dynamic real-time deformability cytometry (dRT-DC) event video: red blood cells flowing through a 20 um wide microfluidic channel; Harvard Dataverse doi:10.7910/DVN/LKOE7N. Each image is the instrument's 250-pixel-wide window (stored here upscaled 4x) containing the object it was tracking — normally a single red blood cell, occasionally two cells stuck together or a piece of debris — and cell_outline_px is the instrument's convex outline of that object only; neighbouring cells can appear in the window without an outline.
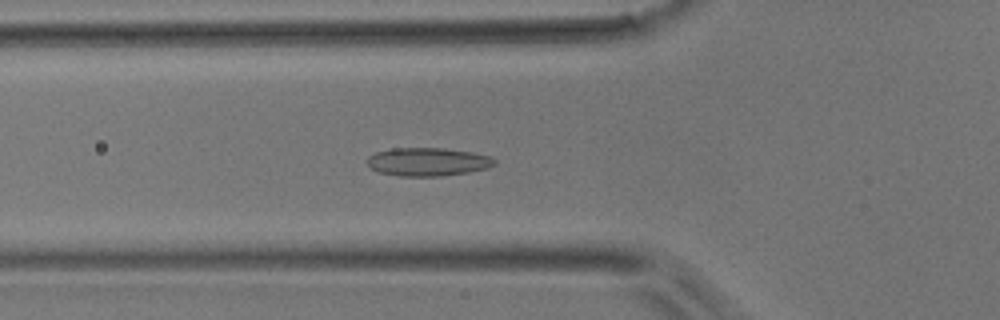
{"species": "common noctule bat (a hibernating species)", "species_latin": "Nyctalus noctula", "temperature_condition": "room temperature", "stored_images_in_passage": 51, "camera_frame_rate_fps": 3000, "um_per_image_px": 0.085, "animal": {"sex": "male", "body_mass_g": 17.9}, "frame": {"image": 1, "passage_image": 18, "time_ms": 5.667, "image_size_px": [1000, 320], "cell_outline_px": [[496, 164], [488, 168], [468, 172], [444, 176], [396, 176], [380, 172], [372, 168], [364, 160], [368, 156], [376, 152], [392, 148], [444, 148], [472, 152], [492, 156], [496, 160]], "centroid_in_image_um": [36.37, 13.75], "position_along_channel_um": 89.4, "area_um2": 21.21}}
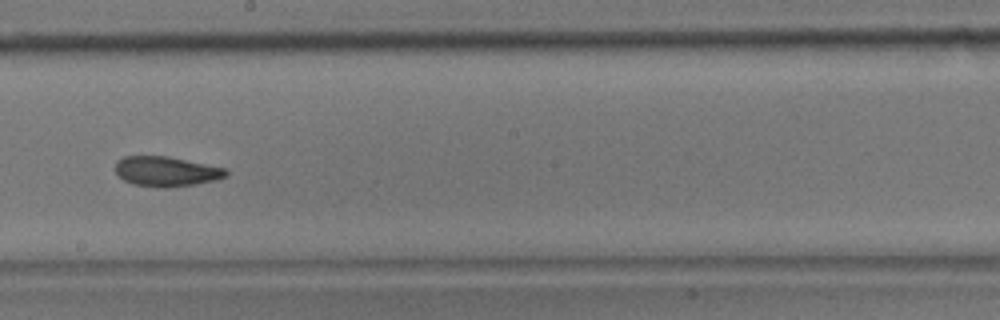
{"frame": {"image": 2, "passage_image": 29, "time_ms": 9.333, "image_size_px": [1000, 320], "cell_outline_px": [[228, 176], [216, 180], [196, 184], [168, 188], [156, 188], [132, 184], [124, 180], [116, 172], [116, 160], [124, 156], [168, 156], [228, 168]], "centroid_in_image_um": [14.17, 14.58], "position_along_channel_um": 234.0, "area_um2": 19.65}}
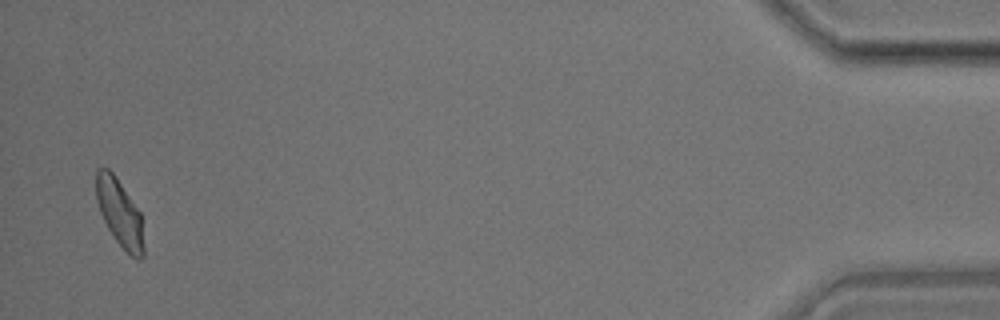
{"frame": {"image": 3, "passage_image": 50, "time_ms": 16.333, "image_size_px": [1000, 320], "cell_outline_px": [[144, 256], [140, 260], [136, 260], [116, 240], [108, 228], [100, 212], [96, 200], [96, 168], [108, 168], [112, 172], [140, 212], [144, 248]], "centroid_in_image_um": [10.16, 18.11], "position_along_channel_um": 425.0, "area_um2": 18.32}}